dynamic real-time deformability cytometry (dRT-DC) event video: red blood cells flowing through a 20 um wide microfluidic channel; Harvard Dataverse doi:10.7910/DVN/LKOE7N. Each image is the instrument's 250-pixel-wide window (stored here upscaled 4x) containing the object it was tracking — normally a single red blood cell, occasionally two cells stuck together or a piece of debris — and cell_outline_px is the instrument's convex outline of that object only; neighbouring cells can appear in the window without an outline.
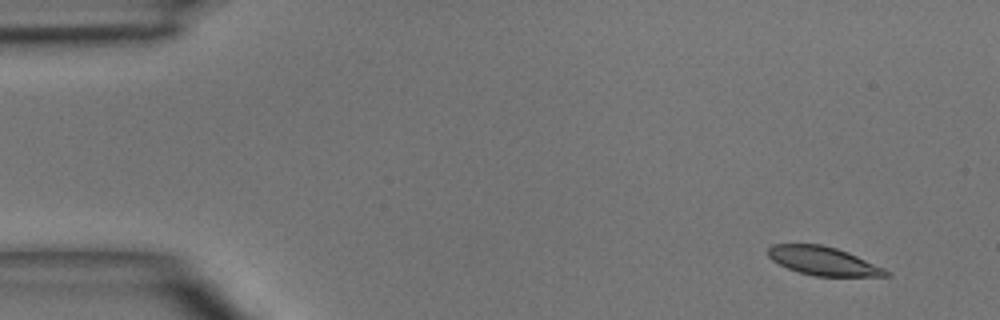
{"species": "common noctule bat (a hibernating species)", "species_latin": "Nyctalus noctula", "temperature_condition": "room temperature", "stored_images_in_passage": 4, "camera_frame_rate_fps": 3000, "um_per_image_px": 0.085, "animal": {"sex": "male", "body_mass_g": 15.6}, "frame": {"image": 1, "passage_image": 1, "time_ms": 0.0, "image_size_px": [1000, 320], "cell_outline_px": [[892, 276], [816, 276], [800, 272], [788, 268], [772, 260], [768, 256], [768, 248], [772, 244], [820, 244], [836, 248], [848, 252], [884, 268], [892, 272]], "centroid_in_image_um": [70.0, 22.18], "position_along_channel_um": 15.0, "area_um2": 19.54}}
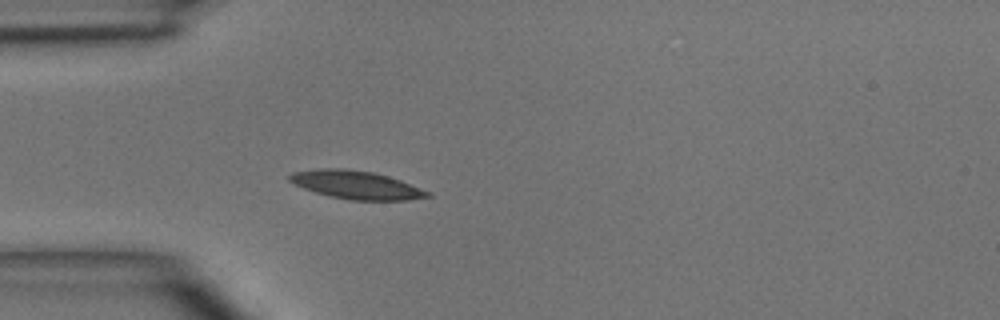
{"frame": {"image": 2, "passage_image": 4, "time_ms": 3.333, "image_size_px": [1000, 320], "cell_outline_px": [[432, 196], [408, 200], [348, 200], [328, 196], [304, 188], [288, 180], [288, 176], [292, 172], [320, 168], [344, 168], [372, 172], [388, 176], [400, 180], [432, 192]], "centroid_in_image_um": [30.3, 15.72], "position_along_channel_um": 54.7, "area_um2": 22.72}}